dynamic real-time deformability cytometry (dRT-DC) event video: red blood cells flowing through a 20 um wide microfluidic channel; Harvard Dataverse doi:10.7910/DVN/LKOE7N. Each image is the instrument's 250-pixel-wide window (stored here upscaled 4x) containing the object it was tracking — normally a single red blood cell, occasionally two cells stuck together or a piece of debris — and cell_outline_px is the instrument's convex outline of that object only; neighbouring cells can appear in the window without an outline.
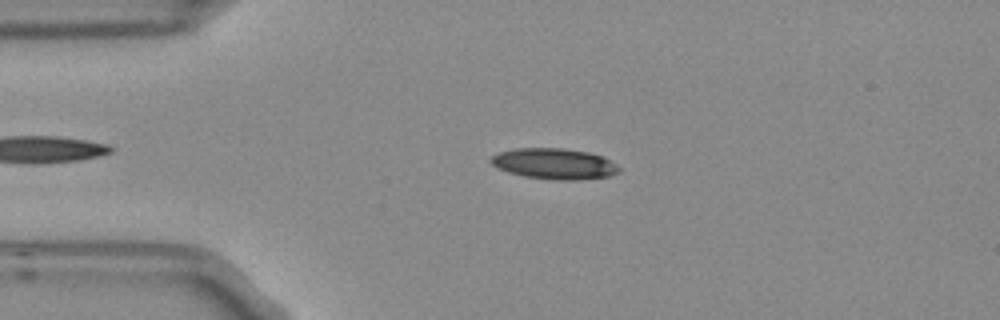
{"species": "Egyptian fruit bat (a non-hibernating species)", "species_latin": "Rousettus aegyptiacus", "temperature_condition": "room temperature", "stored_images_in_passage": 4, "camera_frame_rate_fps": 3000, "um_per_image_px": 0.085, "frame": {"image": 1, "passage_image": 3, "time_ms": 0.667, "image_size_px": [1000, 320], "cell_outline_px": [[620, 172], [608, 176], [580, 180], [564, 180], [524, 176], [508, 172], [496, 168], [488, 160], [492, 156], [500, 152], [516, 148], [564, 148], [588, 152], [600, 156], [616, 164], [620, 168]], "centroid_in_image_um": [47.09, 13.91], "position_along_channel_um": 37.9, "area_um2": 22.89}}